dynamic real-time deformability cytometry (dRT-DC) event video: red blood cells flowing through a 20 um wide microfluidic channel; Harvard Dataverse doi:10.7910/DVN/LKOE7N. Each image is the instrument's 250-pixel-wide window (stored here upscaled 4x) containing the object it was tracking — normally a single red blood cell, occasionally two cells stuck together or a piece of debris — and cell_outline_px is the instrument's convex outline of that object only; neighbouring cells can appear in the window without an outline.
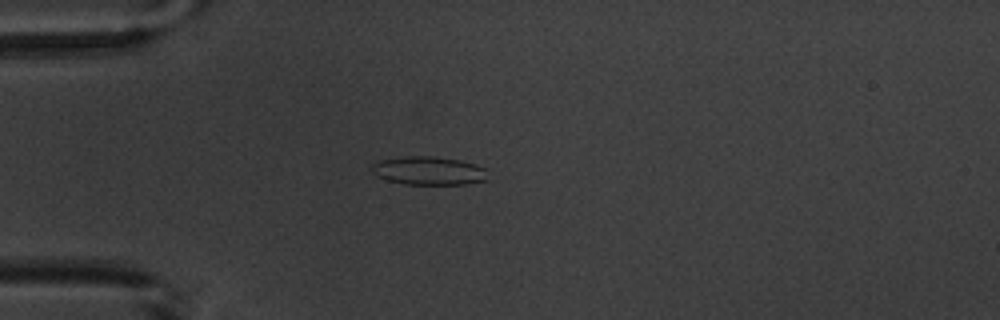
{"species": "common noctule bat (a hibernating species)", "species_latin": "Nyctalus noctula", "temperature_condition": "warm", "stored_images_in_passage": 7, "camera_frame_rate_fps": 3000, "um_per_image_px": 0.085, "animal": {"sex": "male", "body_mass_g": 20.1, "forearm_length_mm": 53.5}, "frame": {"image": 1, "passage_image": 4, "time_ms": 3.667, "image_size_px": [1000, 320], "cell_outline_px": [[488, 180], [468, 184], [404, 184], [388, 180], [376, 176], [372, 172], [372, 164], [380, 160], [404, 156], [432, 156], [460, 160], [488, 168]], "centroid_in_image_um": [36.49, 14.51], "position_along_channel_um": 48.5, "area_um2": 19.42}}
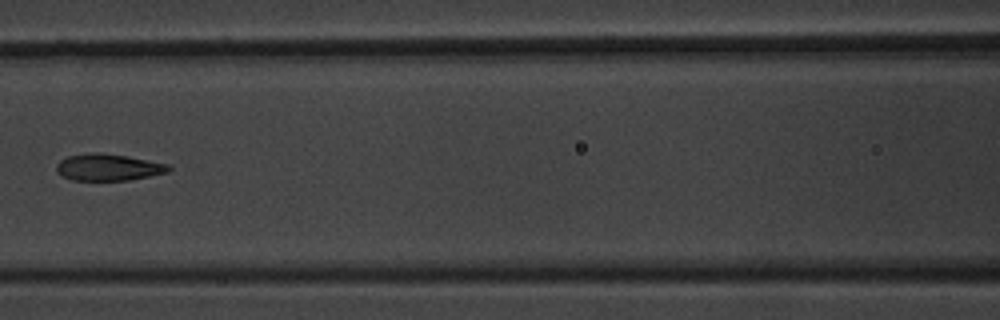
{"frame": {"image": 2, "passage_image": 7, "time_ms": 7.0, "image_size_px": [1000, 320], "cell_outline_px": [[172, 168], [168, 172], [128, 180], [72, 180], [60, 176], [56, 172], [56, 164], [60, 160], [68, 156], [96, 152], [128, 156], [168, 164]], "centroid_in_image_um": [9.17, 14.22], "position_along_channel_um": 157.4, "area_um2": 17.46}}